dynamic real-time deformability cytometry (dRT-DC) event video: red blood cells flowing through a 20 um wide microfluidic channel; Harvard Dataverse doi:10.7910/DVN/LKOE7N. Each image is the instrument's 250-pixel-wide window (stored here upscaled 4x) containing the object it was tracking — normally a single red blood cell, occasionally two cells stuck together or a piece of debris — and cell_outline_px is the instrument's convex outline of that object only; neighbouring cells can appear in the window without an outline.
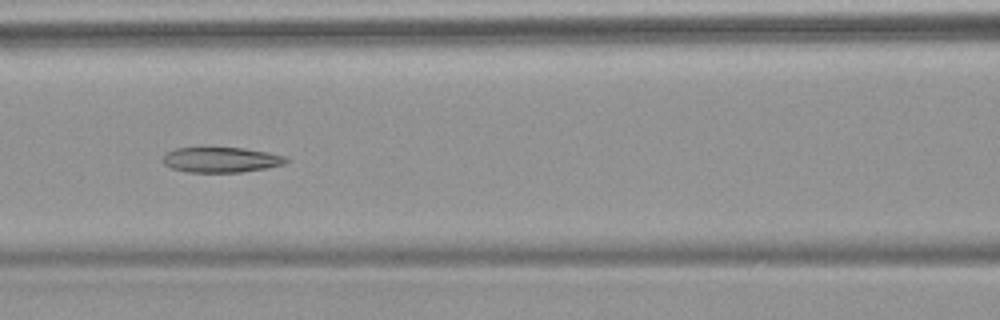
{"species": "common noctule bat (a hibernating species)", "species_latin": "Nyctalus noctula", "temperature_condition": "warm", "stored_images_in_passage": 8, "camera_frame_rate_fps": 3000, "um_per_image_px": 0.085, "animal": {"sex": "female", "body_mass_g": 18.4}, "frame": {"image": 1, "passage_image": 6, "time_ms": 6.667, "image_size_px": [1000, 320], "cell_outline_px": [[288, 160], [284, 164], [268, 168], [240, 172], [188, 172], [172, 168], [164, 164], [160, 160], [168, 152], [176, 148], [200, 144], [244, 148], [268, 152], [284, 156]], "centroid_in_image_um": [18.73, 13.53], "position_along_channel_um": 147.9, "area_um2": 19.02}}
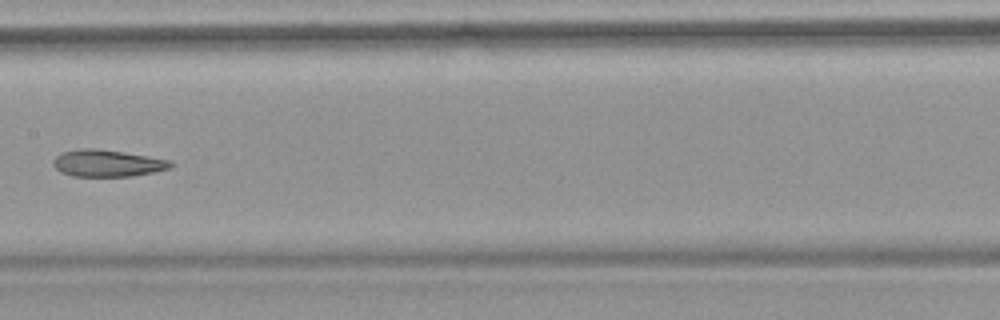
{"frame": {"image": 2, "passage_image": 7, "time_ms": 8.0, "image_size_px": [1000, 320], "cell_outline_px": [[176, 164], [172, 168], [132, 176], [72, 176], [60, 172], [52, 164], [52, 160], [60, 152], [76, 148], [96, 148], [124, 152], [172, 160]], "centroid_in_image_um": [9.12, 13.86], "position_along_channel_um": 198.3, "area_um2": 18.73}}
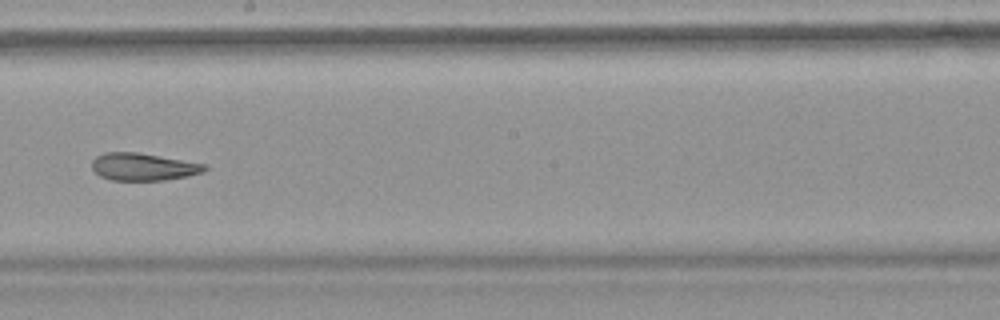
{"frame": {"image": 3, "passage_image": 8, "time_ms": 9.0, "image_size_px": [1000, 320], "cell_outline_px": [[208, 168], [204, 172], [188, 176], [164, 180], [112, 180], [100, 176], [92, 168], [92, 160], [96, 156], [104, 152], [136, 152], [208, 164]], "centroid_in_image_um": [12.2, 14.17], "position_along_channel_um": 236.0, "area_um2": 18.09}}